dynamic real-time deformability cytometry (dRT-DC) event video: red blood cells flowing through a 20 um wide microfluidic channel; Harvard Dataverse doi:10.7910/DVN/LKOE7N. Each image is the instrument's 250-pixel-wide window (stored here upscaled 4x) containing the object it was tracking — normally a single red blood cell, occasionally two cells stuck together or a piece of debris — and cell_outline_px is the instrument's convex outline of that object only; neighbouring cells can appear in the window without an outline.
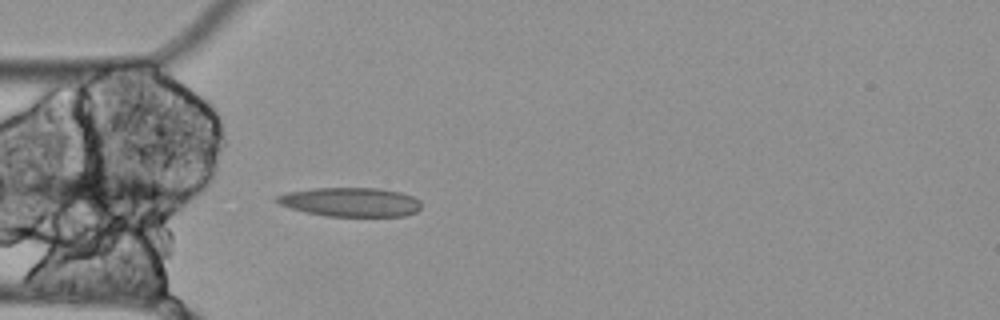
{"species": "Egyptian fruit bat (a non-hibernating species)", "species_latin": "Rousettus aegyptiacus", "temperature_condition": "cold", "stored_images_in_passage": 16, "camera_frame_rate_fps": 3000, "um_per_image_px": 0.085, "animal": {"sex": "female"}, "frame": {"image": 1, "passage_image": 16, "time_ms": 5.0, "image_size_px": [1000, 320], "cell_outline_px": [[420, 208], [416, 212], [404, 216], [324, 216], [292, 208], [280, 204], [276, 200], [276, 196], [288, 192], [316, 188], [376, 188], [400, 192], [412, 196], [420, 200]], "centroid_in_image_um": [29.83, 17.17], "position_along_channel_um": 55.2, "area_um2": 24.22}}